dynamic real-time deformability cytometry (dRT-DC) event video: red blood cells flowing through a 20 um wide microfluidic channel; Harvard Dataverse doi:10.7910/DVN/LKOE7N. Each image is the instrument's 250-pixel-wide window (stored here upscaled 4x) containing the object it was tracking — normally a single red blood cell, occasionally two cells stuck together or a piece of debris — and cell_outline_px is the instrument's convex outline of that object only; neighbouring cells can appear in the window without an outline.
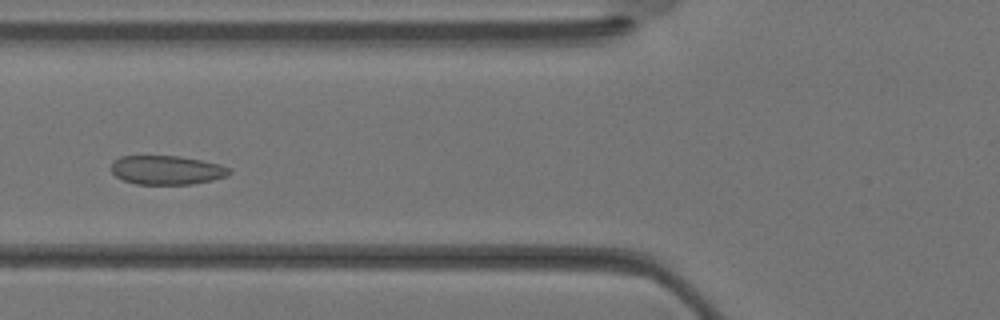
{"species": "Egyptian fruit bat (a non-hibernating species)", "species_latin": "Rousettus aegyptiacus", "temperature_condition": "warm", "stored_images_in_passage": 35, "camera_frame_rate_fps": 3000, "um_per_image_px": 0.085, "animal": {"sex": "female"}, "frame": {"image": 1, "passage_image": 12, "time_ms": 3.667, "image_size_px": [1000, 320], "cell_outline_px": [[232, 172], [228, 176], [212, 180], [192, 184], [136, 184], [124, 180], [116, 176], [112, 172], [112, 160], [120, 156], [180, 156], [220, 164], [232, 168]], "centroid_in_image_um": [14.2, 14.45], "position_along_channel_um": 111.6, "area_um2": 20.06}}
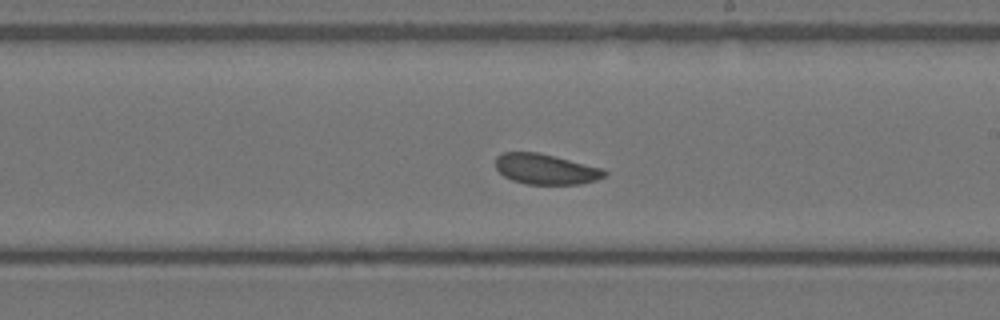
{"frame": {"image": 2, "passage_image": 19, "time_ms": 6.0, "image_size_px": [1000, 320], "cell_outline_px": [[608, 176], [596, 180], [580, 184], [528, 184], [512, 180], [504, 176], [496, 168], [496, 156], [504, 152], [540, 152], [604, 168], [608, 172]], "centroid_in_image_um": [46.44, 14.37], "position_along_channel_um": 242.6, "area_um2": 19.54}}
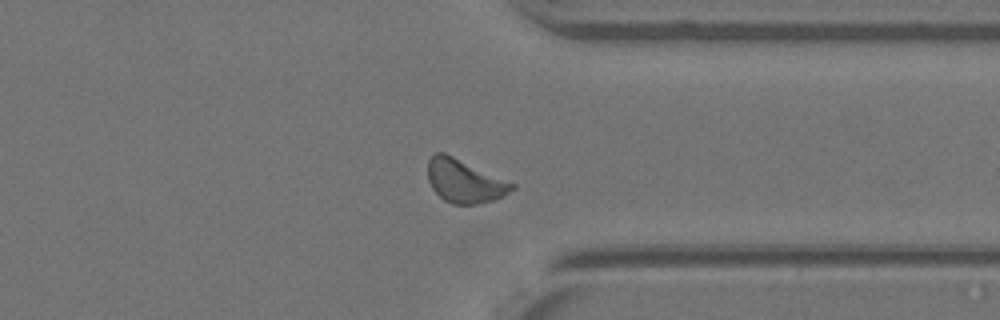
{"frame": {"image": 3, "passage_image": 26, "time_ms": 8.333, "image_size_px": [1000, 320], "cell_outline_px": [[516, 188], [492, 200], [476, 204], [452, 204], [444, 200], [432, 188], [428, 180], [428, 160], [436, 152], [444, 152], [516, 184]], "centroid_in_image_um": [39.46, 15.38], "position_along_channel_um": 371.9, "area_um2": 20.98}}